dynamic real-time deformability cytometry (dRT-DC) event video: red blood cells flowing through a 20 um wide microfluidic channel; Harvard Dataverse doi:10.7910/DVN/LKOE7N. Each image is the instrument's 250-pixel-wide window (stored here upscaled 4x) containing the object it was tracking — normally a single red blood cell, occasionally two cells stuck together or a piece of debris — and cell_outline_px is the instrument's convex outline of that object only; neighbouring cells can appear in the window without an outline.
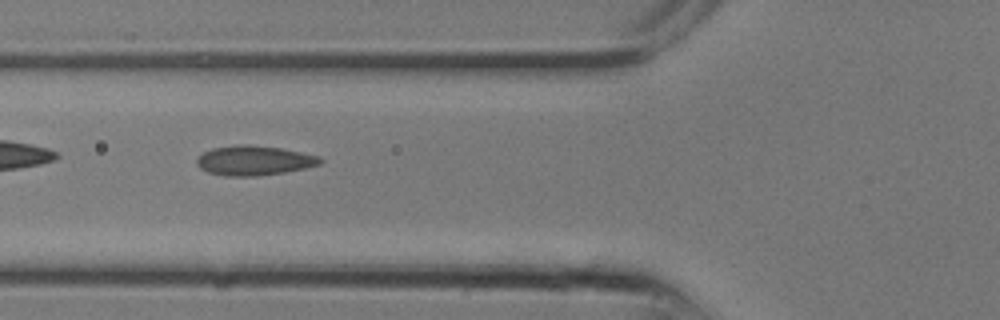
{"species": "common noctule bat (a hibernating species)", "species_latin": "Nyctalus noctula", "temperature_condition": "room temperature", "stored_images_in_passage": 13, "camera_frame_rate_fps": 3000, "um_per_image_px": 0.085, "animal": {"sex": "male", "body_mass_g": 13.3}, "frame": {"image": 1, "passage_image": 10, "time_ms": 3.0, "image_size_px": [1000, 320], "cell_outline_px": [[324, 160], [320, 164], [304, 168], [284, 172], [256, 176], [224, 176], [208, 172], [200, 168], [196, 164], [196, 160], [204, 152], [212, 148], [240, 144], [248, 144], [280, 148], [320, 156]], "centroid_in_image_um": [21.59, 13.64], "position_along_channel_um": 104.2, "area_um2": 21.27}}
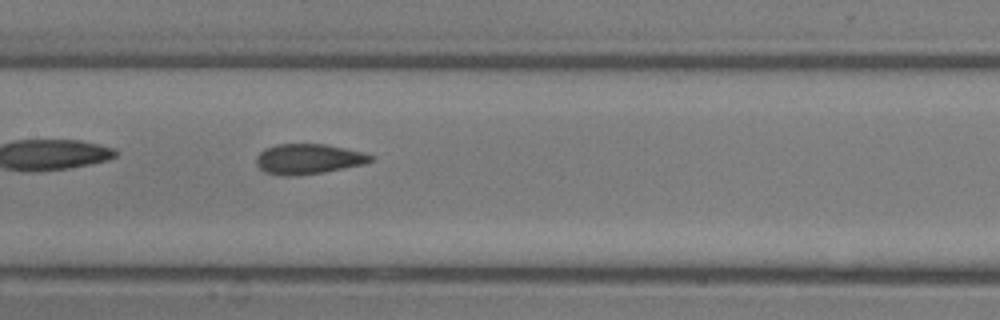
{"frame": {"image": 2, "passage_image": 13, "time_ms": 4.0, "image_size_px": [1000, 320], "cell_outline_px": [[376, 160], [364, 164], [324, 172], [296, 176], [284, 176], [264, 172], [256, 164], [256, 156], [264, 148], [276, 144], [324, 144], [364, 152], [376, 156]], "centroid_in_image_um": [26.23, 13.51], "position_along_channel_um": 181.2, "area_um2": 20.4}}